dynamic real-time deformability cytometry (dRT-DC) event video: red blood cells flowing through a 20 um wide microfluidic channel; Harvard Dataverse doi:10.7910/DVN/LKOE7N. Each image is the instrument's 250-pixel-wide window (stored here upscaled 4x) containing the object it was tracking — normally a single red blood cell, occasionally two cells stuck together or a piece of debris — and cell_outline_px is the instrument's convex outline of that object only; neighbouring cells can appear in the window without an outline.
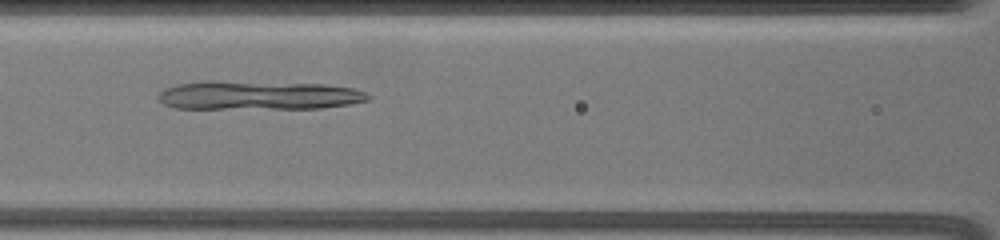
{"species": "common noctule bat (a hibernating species)", "species_latin": "Nyctalus noctula", "temperature_condition": "warm", "stored_images_in_passage": 39, "camera_frame_rate_fps": 3000, "um_per_image_px": 0.085, "animal": {"sex": "female", "body_mass_g": 19.5, "forearm_length_mm": 54.1}, "frame": {"image": 1, "passage_image": 14, "time_ms": 3.0, "image_size_px": [1000, 240], "cell_outline_px": [[372, 96], [368, 100], [348, 104], [320, 108], [172, 108], [164, 104], [156, 96], [164, 88], [176, 84], [200, 80], [212, 80], [324, 84], [352, 88], [364, 92]], "centroid_in_image_um": [21.89, 8.08], "position_along_channel_um": 144.7, "area_um2": 35.49}}
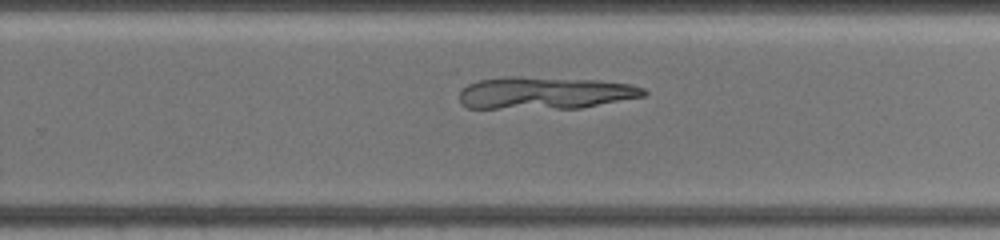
{"frame": {"image": 2, "passage_image": 22, "time_ms": 7.0, "image_size_px": [1000, 240], "cell_outline_px": [[648, 92], [644, 96], [580, 108], [468, 108], [460, 104], [460, 92], [468, 84], [476, 80], [504, 76], [520, 76], [600, 80], [632, 84], [644, 88]], "centroid_in_image_um": [46.31, 7.88], "position_along_channel_um": 283.5, "area_um2": 34.91}}
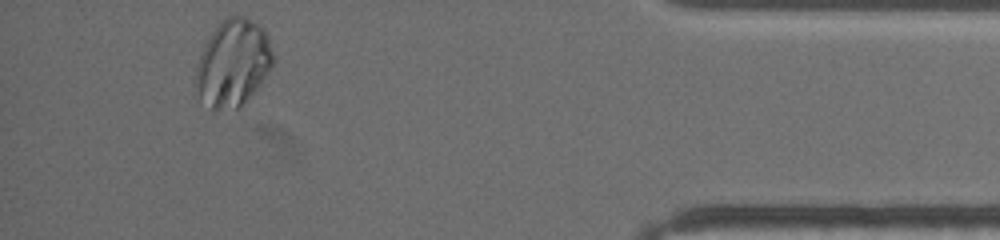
{"frame": {"image": 3, "passage_image": 35, "time_ms": 12.0, "image_size_px": [1000, 240], "cell_outline_px": [[272, 64], [268, 72], [244, 104], [240, 108], [212, 108], [200, 96], [196, 88], [196, 68], [204, 44], [212, 32], [228, 16], [240, 12], [264, 28], [268, 36], [272, 52]], "centroid_in_image_um": [19.82, 5.3], "position_along_channel_um": 415.4, "area_um2": 38.55}}